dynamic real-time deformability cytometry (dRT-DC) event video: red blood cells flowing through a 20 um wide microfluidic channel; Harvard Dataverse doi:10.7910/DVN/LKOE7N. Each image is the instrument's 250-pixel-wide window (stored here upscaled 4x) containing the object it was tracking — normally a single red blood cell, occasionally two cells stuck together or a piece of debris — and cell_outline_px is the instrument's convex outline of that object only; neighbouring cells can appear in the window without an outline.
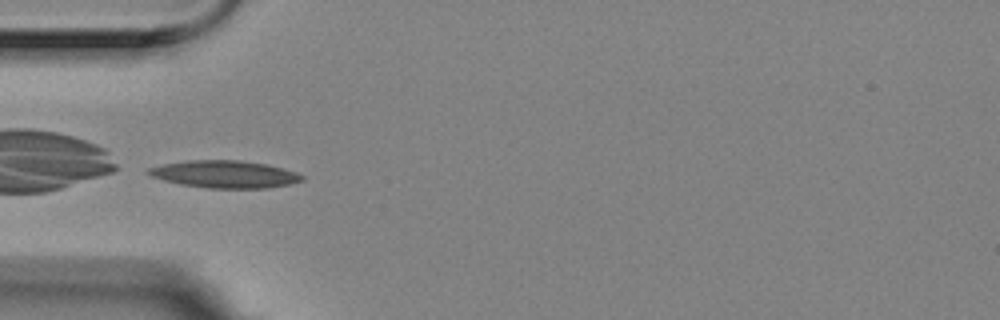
{"species": "Egyptian fruit bat (a non-hibernating species)", "species_latin": "Rousettus aegyptiacus", "temperature_condition": "room temperature", "stored_images_in_passage": 5, "camera_frame_rate_fps": 3000, "um_per_image_px": 0.085, "animal": {"sex": "female"}, "frame": {"image": 1, "passage_image": 5, "time_ms": 1.333, "image_size_px": [1000, 320], "cell_outline_px": [[304, 180], [288, 184], [268, 188], [208, 188], [180, 184], [164, 180], [152, 176], [144, 172], [148, 168], [164, 164], [188, 160], [240, 160], [268, 164], [296, 172], [304, 176]], "centroid_in_image_um": [19.1, 14.8], "position_along_channel_um": 65.9, "area_um2": 24.45}}